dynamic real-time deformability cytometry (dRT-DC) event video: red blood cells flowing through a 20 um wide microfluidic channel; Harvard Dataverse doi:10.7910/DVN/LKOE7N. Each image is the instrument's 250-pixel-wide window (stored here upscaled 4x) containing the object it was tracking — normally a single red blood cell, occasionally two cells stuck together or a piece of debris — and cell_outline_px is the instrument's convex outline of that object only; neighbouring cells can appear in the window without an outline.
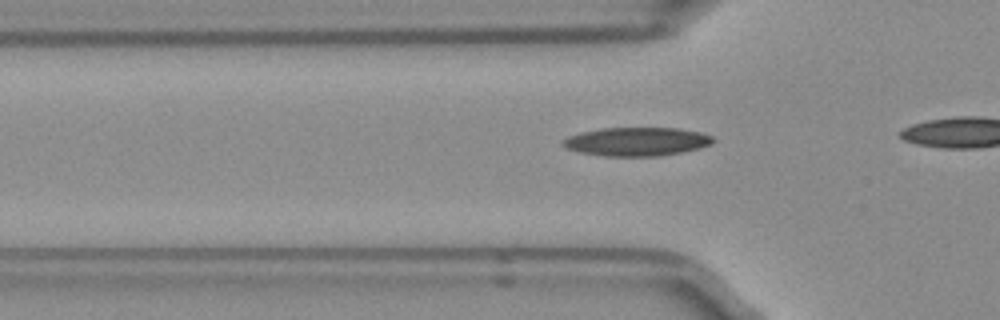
{"species": "Egyptian fruit bat (a non-hibernating species)", "species_latin": "Rousettus aegyptiacus", "temperature_condition": "room temperature", "stored_images_in_passage": 17, "camera_frame_rate_fps": 3000, "um_per_image_px": 0.085, "frame": {"image": 1, "passage_image": 12, "time_ms": 3.667, "image_size_px": [1000, 320], "cell_outline_px": [[716, 140], [712, 144], [700, 148], [660, 156], [604, 156], [580, 152], [564, 148], [560, 144], [560, 140], [568, 136], [580, 132], [600, 128], [680, 128], [700, 132], [712, 136]], "centroid_in_image_um": [54.09, 12.03], "position_along_channel_um": 71.7, "area_um2": 25.32}}